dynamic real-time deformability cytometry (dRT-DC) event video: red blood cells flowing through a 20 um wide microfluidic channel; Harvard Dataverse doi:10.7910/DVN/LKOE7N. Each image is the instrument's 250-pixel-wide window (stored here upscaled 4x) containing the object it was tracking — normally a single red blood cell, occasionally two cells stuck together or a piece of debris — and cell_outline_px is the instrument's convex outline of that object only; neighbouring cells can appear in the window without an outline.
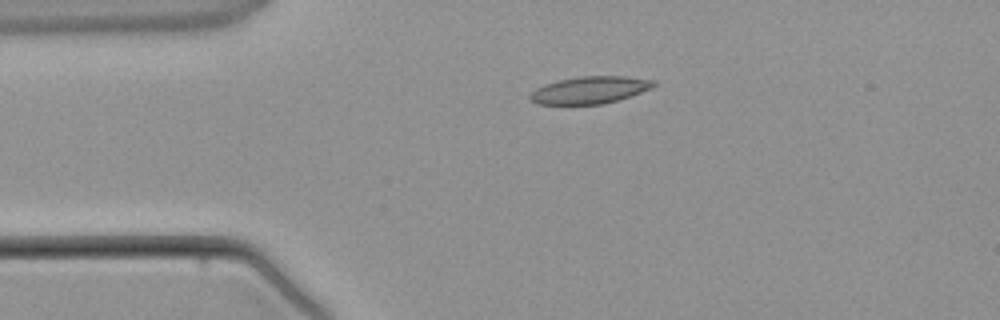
{"species": "common noctule bat (a hibernating species)", "species_latin": "Nyctalus noctula", "temperature_condition": "warm", "stored_images_in_passage": 1, "camera_frame_rate_fps": 3000, "um_per_image_px": 0.085, "animal": {"sex": "male", "body_mass_g": 21.5, "forearm_length_mm": 52.0}, "frame": {"image": 1, "passage_image": 1, "time_ms": 0.0, "image_size_px": [1000, 320], "cell_outline_px": [[656, 84], [652, 88], [604, 104], [536, 104], [528, 96], [536, 88], [544, 84], [560, 80], [580, 76], [628, 76], [656, 80]], "centroid_in_image_um": [50.14, 7.64], "position_along_channel_um": 34.9, "area_um2": 19.48}}